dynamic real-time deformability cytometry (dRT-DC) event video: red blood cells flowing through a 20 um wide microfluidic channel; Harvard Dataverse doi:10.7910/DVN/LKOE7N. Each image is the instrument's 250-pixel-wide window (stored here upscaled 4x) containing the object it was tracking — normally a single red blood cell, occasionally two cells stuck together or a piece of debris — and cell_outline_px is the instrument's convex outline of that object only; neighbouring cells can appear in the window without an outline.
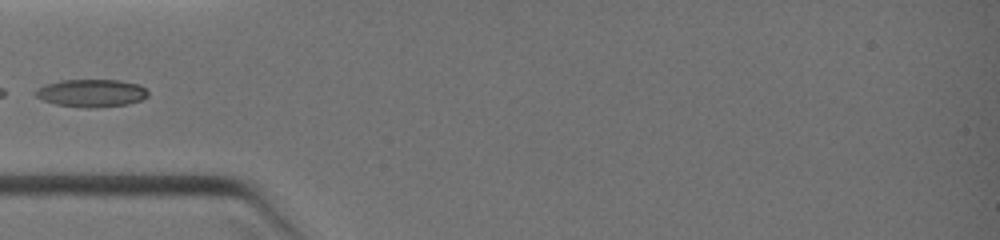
{"species": "common noctule bat (a hibernating species)", "species_latin": "Nyctalus noctula", "temperature_condition": "warm", "stored_images_in_passage": 5, "camera_frame_rate_fps": 3000, "um_per_image_px": 0.085, "animal": {"sex": "female", "body_mass_g": 19.0, "forearm_length_mm": 51.5}, "frame": {"image": 1, "passage_image": 5, "time_ms": 3.667, "image_size_px": [1000, 240], "cell_outline_px": [[148, 96], [140, 100], [128, 104], [92, 108], [56, 104], [44, 100], [36, 96], [32, 92], [36, 88], [44, 84], [60, 80], [120, 80], [140, 84], [148, 92]], "centroid_in_image_um": [7.75, 7.9], "position_along_channel_um": 77.2, "area_um2": 18.21}}